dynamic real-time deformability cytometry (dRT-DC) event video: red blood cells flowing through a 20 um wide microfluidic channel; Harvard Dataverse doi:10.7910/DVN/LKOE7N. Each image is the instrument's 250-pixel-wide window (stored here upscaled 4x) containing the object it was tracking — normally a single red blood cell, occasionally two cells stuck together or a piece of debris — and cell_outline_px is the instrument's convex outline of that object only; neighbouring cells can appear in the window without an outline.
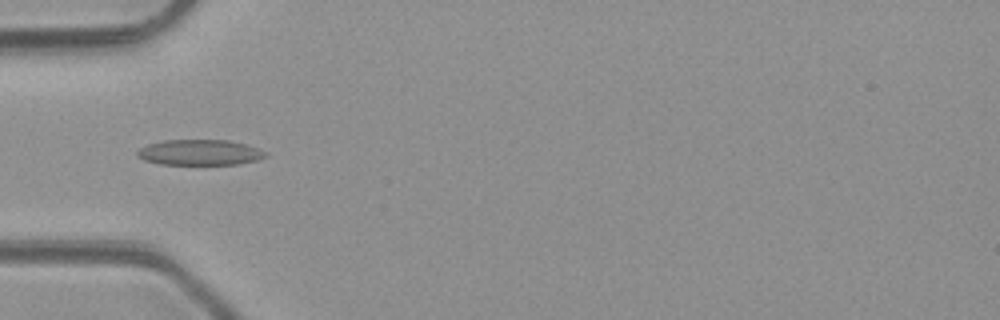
{"species": "common noctule bat (a hibernating species)", "species_latin": "Nyctalus noctula", "temperature_condition": "room temperature", "stored_images_in_passage": 2, "camera_frame_rate_fps": 3000, "um_per_image_px": 0.085, "animal": {"sex": "male", "body_mass_g": 23.1, "forearm_length_mm": 52.7}, "frame": {"image": 1, "passage_image": 1, "time_ms": 0.0, "image_size_px": [1000, 320], "cell_outline_px": [[268, 156], [256, 160], [236, 164], [160, 164], [144, 160], [136, 156], [136, 152], [140, 148], [148, 144], [164, 140], [228, 140], [244, 144], [256, 148], [264, 152]], "centroid_in_image_um": [16.92, 12.95], "position_along_channel_um": 68.1, "area_um2": 18.9}}
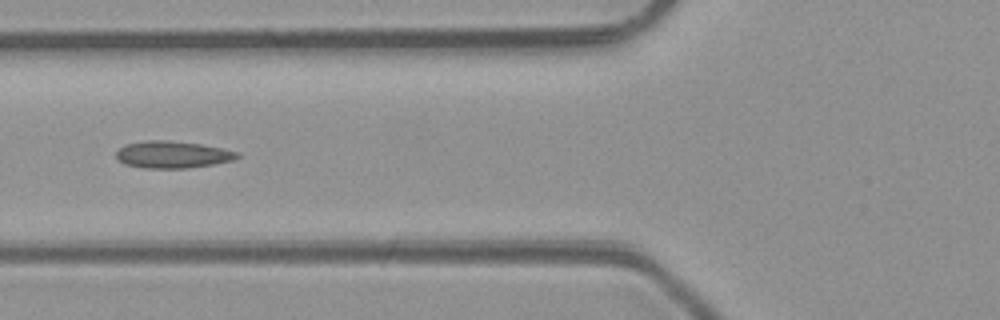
{"frame": {"image": 2, "passage_image": 2, "time_ms": 1.0, "image_size_px": [1000, 320], "cell_outline_px": [[240, 156], [232, 160], [212, 164], [188, 168], [144, 168], [124, 164], [116, 156], [116, 152], [124, 144], [144, 140], [168, 140], [200, 144], [240, 152]], "centroid_in_image_um": [14.64, 13.13], "position_along_channel_um": 111.2, "area_um2": 19.02}}